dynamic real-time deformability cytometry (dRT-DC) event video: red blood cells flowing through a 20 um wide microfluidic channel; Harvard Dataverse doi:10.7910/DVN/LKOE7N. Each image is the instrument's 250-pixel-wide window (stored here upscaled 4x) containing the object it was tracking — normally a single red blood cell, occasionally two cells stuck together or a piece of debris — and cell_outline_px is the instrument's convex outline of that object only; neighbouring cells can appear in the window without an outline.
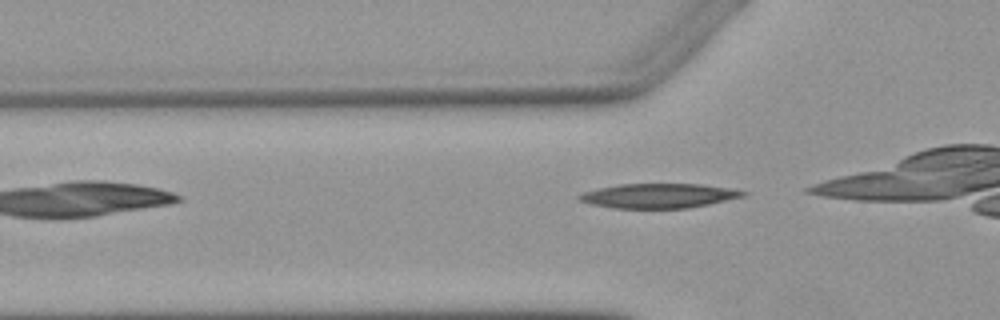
{"species": "Egyptian fruit bat (a non-hibernating species)", "species_latin": "Rousettus aegyptiacus", "temperature_condition": "warm", "stored_images_in_passage": 4, "camera_frame_rate_fps": 3000, "um_per_image_px": 0.085, "animal": {"sex": "female"}, "frame": {"image": 1, "passage_image": 2, "time_ms": 1.333, "image_size_px": [1000, 320], "cell_outline_px": [[748, 192], [744, 196], [708, 204], [688, 208], [612, 208], [592, 204], [580, 200], [576, 196], [584, 192], [600, 188], [620, 184], [700, 184], [728, 188]], "centroid_in_image_um": [55.98, 16.64], "position_along_channel_um": 69.8, "area_um2": 23.12}}